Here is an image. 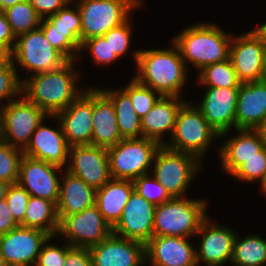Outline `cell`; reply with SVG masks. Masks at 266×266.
<instances>
[{"instance_id": "cell-1", "label": "cell", "mask_w": 266, "mask_h": 266, "mask_svg": "<svg viewBox=\"0 0 266 266\" xmlns=\"http://www.w3.org/2000/svg\"><path fill=\"white\" fill-rule=\"evenodd\" d=\"M170 41V48L130 51L137 71L133 78L161 96L182 97L191 69L182 59L178 46Z\"/></svg>"}, {"instance_id": "cell-2", "label": "cell", "mask_w": 266, "mask_h": 266, "mask_svg": "<svg viewBox=\"0 0 266 266\" xmlns=\"http://www.w3.org/2000/svg\"><path fill=\"white\" fill-rule=\"evenodd\" d=\"M77 62L68 61L57 70L27 77L22 82V94L47 115H56L87 89L78 87L83 71L75 66Z\"/></svg>"}, {"instance_id": "cell-3", "label": "cell", "mask_w": 266, "mask_h": 266, "mask_svg": "<svg viewBox=\"0 0 266 266\" xmlns=\"http://www.w3.org/2000/svg\"><path fill=\"white\" fill-rule=\"evenodd\" d=\"M233 35L216 22H198L184 27L172 41L178 46L186 66L196 71L205 66L229 59Z\"/></svg>"}, {"instance_id": "cell-4", "label": "cell", "mask_w": 266, "mask_h": 266, "mask_svg": "<svg viewBox=\"0 0 266 266\" xmlns=\"http://www.w3.org/2000/svg\"><path fill=\"white\" fill-rule=\"evenodd\" d=\"M208 207L206 197H172L155 207L153 235L196 238L201 223L209 216Z\"/></svg>"}, {"instance_id": "cell-5", "label": "cell", "mask_w": 266, "mask_h": 266, "mask_svg": "<svg viewBox=\"0 0 266 266\" xmlns=\"http://www.w3.org/2000/svg\"><path fill=\"white\" fill-rule=\"evenodd\" d=\"M218 138V132L187 99L178 111L173 134L164 146L172 151L192 154L203 162L208 148Z\"/></svg>"}, {"instance_id": "cell-6", "label": "cell", "mask_w": 266, "mask_h": 266, "mask_svg": "<svg viewBox=\"0 0 266 266\" xmlns=\"http://www.w3.org/2000/svg\"><path fill=\"white\" fill-rule=\"evenodd\" d=\"M81 16V44L92 37L103 36L142 9L144 0H73Z\"/></svg>"}, {"instance_id": "cell-7", "label": "cell", "mask_w": 266, "mask_h": 266, "mask_svg": "<svg viewBox=\"0 0 266 266\" xmlns=\"http://www.w3.org/2000/svg\"><path fill=\"white\" fill-rule=\"evenodd\" d=\"M202 163L192 154L160 146L153 158L151 174L171 197H185L196 176L202 172Z\"/></svg>"}, {"instance_id": "cell-8", "label": "cell", "mask_w": 266, "mask_h": 266, "mask_svg": "<svg viewBox=\"0 0 266 266\" xmlns=\"http://www.w3.org/2000/svg\"><path fill=\"white\" fill-rule=\"evenodd\" d=\"M9 57L16 69L28 72L23 75L22 82L33 74L57 70L68 62L50 44L40 27L18 36Z\"/></svg>"}, {"instance_id": "cell-9", "label": "cell", "mask_w": 266, "mask_h": 266, "mask_svg": "<svg viewBox=\"0 0 266 266\" xmlns=\"http://www.w3.org/2000/svg\"><path fill=\"white\" fill-rule=\"evenodd\" d=\"M160 144L150 138L119 141L107 149L113 179L131 180L151 173L153 158Z\"/></svg>"}, {"instance_id": "cell-10", "label": "cell", "mask_w": 266, "mask_h": 266, "mask_svg": "<svg viewBox=\"0 0 266 266\" xmlns=\"http://www.w3.org/2000/svg\"><path fill=\"white\" fill-rule=\"evenodd\" d=\"M48 115L23 94L0 109V140L24 150L34 130Z\"/></svg>"}, {"instance_id": "cell-11", "label": "cell", "mask_w": 266, "mask_h": 266, "mask_svg": "<svg viewBox=\"0 0 266 266\" xmlns=\"http://www.w3.org/2000/svg\"><path fill=\"white\" fill-rule=\"evenodd\" d=\"M113 233V228L103 218L98 207L86 208L80 213L64 216L59 220L57 237L72 247L90 248Z\"/></svg>"}, {"instance_id": "cell-12", "label": "cell", "mask_w": 266, "mask_h": 266, "mask_svg": "<svg viewBox=\"0 0 266 266\" xmlns=\"http://www.w3.org/2000/svg\"><path fill=\"white\" fill-rule=\"evenodd\" d=\"M213 221L210 215L201 223L196 233L198 249L196 247L197 266L228 265L233 253V245L237 232L227 226Z\"/></svg>"}, {"instance_id": "cell-13", "label": "cell", "mask_w": 266, "mask_h": 266, "mask_svg": "<svg viewBox=\"0 0 266 266\" xmlns=\"http://www.w3.org/2000/svg\"><path fill=\"white\" fill-rule=\"evenodd\" d=\"M63 168L43 160L23 155L19 166L17 183L33 197L53 201L56 205L60 196V179Z\"/></svg>"}, {"instance_id": "cell-14", "label": "cell", "mask_w": 266, "mask_h": 266, "mask_svg": "<svg viewBox=\"0 0 266 266\" xmlns=\"http://www.w3.org/2000/svg\"><path fill=\"white\" fill-rule=\"evenodd\" d=\"M65 170L95 189L112 178L107 148L94 145L71 146Z\"/></svg>"}, {"instance_id": "cell-15", "label": "cell", "mask_w": 266, "mask_h": 266, "mask_svg": "<svg viewBox=\"0 0 266 266\" xmlns=\"http://www.w3.org/2000/svg\"><path fill=\"white\" fill-rule=\"evenodd\" d=\"M49 237L42 230L18 226L0 236L1 255L8 266H35Z\"/></svg>"}, {"instance_id": "cell-16", "label": "cell", "mask_w": 266, "mask_h": 266, "mask_svg": "<svg viewBox=\"0 0 266 266\" xmlns=\"http://www.w3.org/2000/svg\"><path fill=\"white\" fill-rule=\"evenodd\" d=\"M265 50L266 46L253 29L233 34L229 59L241 83L261 81Z\"/></svg>"}, {"instance_id": "cell-17", "label": "cell", "mask_w": 266, "mask_h": 266, "mask_svg": "<svg viewBox=\"0 0 266 266\" xmlns=\"http://www.w3.org/2000/svg\"><path fill=\"white\" fill-rule=\"evenodd\" d=\"M47 118L56 120L57 126L55 128L47 126L44 122ZM69 148L59 119L55 115H48L34 130L29 144L23 150V155L65 169L68 163Z\"/></svg>"}, {"instance_id": "cell-18", "label": "cell", "mask_w": 266, "mask_h": 266, "mask_svg": "<svg viewBox=\"0 0 266 266\" xmlns=\"http://www.w3.org/2000/svg\"><path fill=\"white\" fill-rule=\"evenodd\" d=\"M204 88L203 99L195 105L218 132L220 138H225L232 130H235V112L239 88Z\"/></svg>"}, {"instance_id": "cell-19", "label": "cell", "mask_w": 266, "mask_h": 266, "mask_svg": "<svg viewBox=\"0 0 266 266\" xmlns=\"http://www.w3.org/2000/svg\"><path fill=\"white\" fill-rule=\"evenodd\" d=\"M93 86L55 116L59 119L68 145H92Z\"/></svg>"}, {"instance_id": "cell-20", "label": "cell", "mask_w": 266, "mask_h": 266, "mask_svg": "<svg viewBox=\"0 0 266 266\" xmlns=\"http://www.w3.org/2000/svg\"><path fill=\"white\" fill-rule=\"evenodd\" d=\"M155 207L133 190L113 234L146 244L153 236Z\"/></svg>"}, {"instance_id": "cell-21", "label": "cell", "mask_w": 266, "mask_h": 266, "mask_svg": "<svg viewBox=\"0 0 266 266\" xmlns=\"http://www.w3.org/2000/svg\"><path fill=\"white\" fill-rule=\"evenodd\" d=\"M187 237L153 235L145 244V265L197 266L196 247Z\"/></svg>"}, {"instance_id": "cell-22", "label": "cell", "mask_w": 266, "mask_h": 266, "mask_svg": "<svg viewBox=\"0 0 266 266\" xmlns=\"http://www.w3.org/2000/svg\"><path fill=\"white\" fill-rule=\"evenodd\" d=\"M89 250L93 266H146L145 244L113 233Z\"/></svg>"}, {"instance_id": "cell-23", "label": "cell", "mask_w": 266, "mask_h": 266, "mask_svg": "<svg viewBox=\"0 0 266 266\" xmlns=\"http://www.w3.org/2000/svg\"><path fill=\"white\" fill-rule=\"evenodd\" d=\"M186 101L184 96H161L153 108L141 118L142 137L153 139L164 146V137L169 136L167 141L171 138L178 111Z\"/></svg>"}, {"instance_id": "cell-24", "label": "cell", "mask_w": 266, "mask_h": 266, "mask_svg": "<svg viewBox=\"0 0 266 266\" xmlns=\"http://www.w3.org/2000/svg\"><path fill=\"white\" fill-rule=\"evenodd\" d=\"M236 135L226 137L218 147L224 174L232 175L244 162L264 148L259 134L251 129H235Z\"/></svg>"}, {"instance_id": "cell-25", "label": "cell", "mask_w": 266, "mask_h": 266, "mask_svg": "<svg viewBox=\"0 0 266 266\" xmlns=\"http://www.w3.org/2000/svg\"><path fill=\"white\" fill-rule=\"evenodd\" d=\"M266 118V82L241 83L235 112V129L254 130Z\"/></svg>"}, {"instance_id": "cell-26", "label": "cell", "mask_w": 266, "mask_h": 266, "mask_svg": "<svg viewBox=\"0 0 266 266\" xmlns=\"http://www.w3.org/2000/svg\"><path fill=\"white\" fill-rule=\"evenodd\" d=\"M121 140L113 102L93 86L92 145L108 149Z\"/></svg>"}, {"instance_id": "cell-27", "label": "cell", "mask_w": 266, "mask_h": 266, "mask_svg": "<svg viewBox=\"0 0 266 266\" xmlns=\"http://www.w3.org/2000/svg\"><path fill=\"white\" fill-rule=\"evenodd\" d=\"M96 189L87 185L79 177L63 170L60 181V196L57 215L64 216L80 213L95 204Z\"/></svg>"}, {"instance_id": "cell-28", "label": "cell", "mask_w": 266, "mask_h": 266, "mask_svg": "<svg viewBox=\"0 0 266 266\" xmlns=\"http://www.w3.org/2000/svg\"><path fill=\"white\" fill-rule=\"evenodd\" d=\"M133 190L134 186L131 180L113 178L101 188L96 189L95 205L112 228L120 220Z\"/></svg>"}, {"instance_id": "cell-29", "label": "cell", "mask_w": 266, "mask_h": 266, "mask_svg": "<svg viewBox=\"0 0 266 266\" xmlns=\"http://www.w3.org/2000/svg\"><path fill=\"white\" fill-rule=\"evenodd\" d=\"M99 89L113 102L117 124L123 139L141 138V118L133 108L130 96L119 87Z\"/></svg>"}, {"instance_id": "cell-30", "label": "cell", "mask_w": 266, "mask_h": 266, "mask_svg": "<svg viewBox=\"0 0 266 266\" xmlns=\"http://www.w3.org/2000/svg\"><path fill=\"white\" fill-rule=\"evenodd\" d=\"M19 226L39 229L50 236H56L59 229L57 205L53 201L30 196L24 219Z\"/></svg>"}, {"instance_id": "cell-31", "label": "cell", "mask_w": 266, "mask_h": 266, "mask_svg": "<svg viewBox=\"0 0 266 266\" xmlns=\"http://www.w3.org/2000/svg\"><path fill=\"white\" fill-rule=\"evenodd\" d=\"M237 233L230 264L233 266H266V239L259 234Z\"/></svg>"}, {"instance_id": "cell-32", "label": "cell", "mask_w": 266, "mask_h": 266, "mask_svg": "<svg viewBox=\"0 0 266 266\" xmlns=\"http://www.w3.org/2000/svg\"><path fill=\"white\" fill-rule=\"evenodd\" d=\"M196 79L201 87L240 88L241 84L230 59L205 66Z\"/></svg>"}, {"instance_id": "cell-33", "label": "cell", "mask_w": 266, "mask_h": 266, "mask_svg": "<svg viewBox=\"0 0 266 266\" xmlns=\"http://www.w3.org/2000/svg\"><path fill=\"white\" fill-rule=\"evenodd\" d=\"M17 38L40 27L41 17L29 0L19 2L3 11Z\"/></svg>"}, {"instance_id": "cell-34", "label": "cell", "mask_w": 266, "mask_h": 266, "mask_svg": "<svg viewBox=\"0 0 266 266\" xmlns=\"http://www.w3.org/2000/svg\"><path fill=\"white\" fill-rule=\"evenodd\" d=\"M40 28L50 44L68 61L78 60L82 44L72 32L52 30V23L47 18L41 19Z\"/></svg>"}, {"instance_id": "cell-35", "label": "cell", "mask_w": 266, "mask_h": 266, "mask_svg": "<svg viewBox=\"0 0 266 266\" xmlns=\"http://www.w3.org/2000/svg\"><path fill=\"white\" fill-rule=\"evenodd\" d=\"M8 56L0 63V109L22 94V77Z\"/></svg>"}, {"instance_id": "cell-36", "label": "cell", "mask_w": 266, "mask_h": 266, "mask_svg": "<svg viewBox=\"0 0 266 266\" xmlns=\"http://www.w3.org/2000/svg\"><path fill=\"white\" fill-rule=\"evenodd\" d=\"M131 78L128 84L121 88L130 96L135 112L142 118L153 108L161 95Z\"/></svg>"}, {"instance_id": "cell-37", "label": "cell", "mask_w": 266, "mask_h": 266, "mask_svg": "<svg viewBox=\"0 0 266 266\" xmlns=\"http://www.w3.org/2000/svg\"><path fill=\"white\" fill-rule=\"evenodd\" d=\"M52 30L72 32L79 40L81 34V16L77 4L71 0L57 13L49 15Z\"/></svg>"}, {"instance_id": "cell-38", "label": "cell", "mask_w": 266, "mask_h": 266, "mask_svg": "<svg viewBox=\"0 0 266 266\" xmlns=\"http://www.w3.org/2000/svg\"><path fill=\"white\" fill-rule=\"evenodd\" d=\"M86 50L89 52H86ZM83 52L88 53L95 66H108L114 64L120 58L112 53L109 41L104 36H96L85 40L79 50L78 60H82Z\"/></svg>"}, {"instance_id": "cell-39", "label": "cell", "mask_w": 266, "mask_h": 266, "mask_svg": "<svg viewBox=\"0 0 266 266\" xmlns=\"http://www.w3.org/2000/svg\"><path fill=\"white\" fill-rule=\"evenodd\" d=\"M23 150L0 140V180L15 184L19 177V166Z\"/></svg>"}, {"instance_id": "cell-40", "label": "cell", "mask_w": 266, "mask_h": 266, "mask_svg": "<svg viewBox=\"0 0 266 266\" xmlns=\"http://www.w3.org/2000/svg\"><path fill=\"white\" fill-rule=\"evenodd\" d=\"M132 182L134 191L155 206L172 198L164 186L160 184L151 173L135 178Z\"/></svg>"}, {"instance_id": "cell-41", "label": "cell", "mask_w": 266, "mask_h": 266, "mask_svg": "<svg viewBox=\"0 0 266 266\" xmlns=\"http://www.w3.org/2000/svg\"><path fill=\"white\" fill-rule=\"evenodd\" d=\"M131 15L124 23L121 25L110 29L103 36L107 41H109L112 53H115L119 58L130 54L132 42V30H133V17ZM132 21V23H131ZM129 52V53H128Z\"/></svg>"}, {"instance_id": "cell-42", "label": "cell", "mask_w": 266, "mask_h": 266, "mask_svg": "<svg viewBox=\"0 0 266 266\" xmlns=\"http://www.w3.org/2000/svg\"><path fill=\"white\" fill-rule=\"evenodd\" d=\"M266 170V147L251 157L231 175L240 182L248 184L261 182Z\"/></svg>"}, {"instance_id": "cell-43", "label": "cell", "mask_w": 266, "mask_h": 266, "mask_svg": "<svg viewBox=\"0 0 266 266\" xmlns=\"http://www.w3.org/2000/svg\"><path fill=\"white\" fill-rule=\"evenodd\" d=\"M57 236H51L43 244L35 266H64L67 254V242L53 244ZM51 243V244H50Z\"/></svg>"}, {"instance_id": "cell-44", "label": "cell", "mask_w": 266, "mask_h": 266, "mask_svg": "<svg viewBox=\"0 0 266 266\" xmlns=\"http://www.w3.org/2000/svg\"><path fill=\"white\" fill-rule=\"evenodd\" d=\"M30 194L18 183L11 184L5 200L11 210L13 218L20 224L26 212Z\"/></svg>"}, {"instance_id": "cell-45", "label": "cell", "mask_w": 266, "mask_h": 266, "mask_svg": "<svg viewBox=\"0 0 266 266\" xmlns=\"http://www.w3.org/2000/svg\"><path fill=\"white\" fill-rule=\"evenodd\" d=\"M64 266H93L89 248L72 247L67 243Z\"/></svg>"}, {"instance_id": "cell-46", "label": "cell", "mask_w": 266, "mask_h": 266, "mask_svg": "<svg viewBox=\"0 0 266 266\" xmlns=\"http://www.w3.org/2000/svg\"><path fill=\"white\" fill-rule=\"evenodd\" d=\"M16 43V37L3 12H0V49L8 56L12 53Z\"/></svg>"}, {"instance_id": "cell-47", "label": "cell", "mask_w": 266, "mask_h": 266, "mask_svg": "<svg viewBox=\"0 0 266 266\" xmlns=\"http://www.w3.org/2000/svg\"><path fill=\"white\" fill-rule=\"evenodd\" d=\"M41 18L57 13L71 0H29Z\"/></svg>"}, {"instance_id": "cell-48", "label": "cell", "mask_w": 266, "mask_h": 266, "mask_svg": "<svg viewBox=\"0 0 266 266\" xmlns=\"http://www.w3.org/2000/svg\"><path fill=\"white\" fill-rule=\"evenodd\" d=\"M19 226V223L13 218L7 201H0V236L6 234Z\"/></svg>"}, {"instance_id": "cell-49", "label": "cell", "mask_w": 266, "mask_h": 266, "mask_svg": "<svg viewBox=\"0 0 266 266\" xmlns=\"http://www.w3.org/2000/svg\"><path fill=\"white\" fill-rule=\"evenodd\" d=\"M254 130L259 134L264 147H266V118Z\"/></svg>"}, {"instance_id": "cell-50", "label": "cell", "mask_w": 266, "mask_h": 266, "mask_svg": "<svg viewBox=\"0 0 266 266\" xmlns=\"http://www.w3.org/2000/svg\"><path fill=\"white\" fill-rule=\"evenodd\" d=\"M257 27L253 29V31L260 37L263 44L266 46V22L262 24H257Z\"/></svg>"}, {"instance_id": "cell-51", "label": "cell", "mask_w": 266, "mask_h": 266, "mask_svg": "<svg viewBox=\"0 0 266 266\" xmlns=\"http://www.w3.org/2000/svg\"><path fill=\"white\" fill-rule=\"evenodd\" d=\"M26 1V0H0V11L3 12L9 7L14 6L15 4Z\"/></svg>"}, {"instance_id": "cell-52", "label": "cell", "mask_w": 266, "mask_h": 266, "mask_svg": "<svg viewBox=\"0 0 266 266\" xmlns=\"http://www.w3.org/2000/svg\"><path fill=\"white\" fill-rule=\"evenodd\" d=\"M10 185V183L0 180V201L5 200Z\"/></svg>"}, {"instance_id": "cell-53", "label": "cell", "mask_w": 266, "mask_h": 266, "mask_svg": "<svg viewBox=\"0 0 266 266\" xmlns=\"http://www.w3.org/2000/svg\"><path fill=\"white\" fill-rule=\"evenodd\" d=\"M258 185H259L258 189L262 192L263 196L264 195L266 196V170L261 182Z\"/></svg>"}, {"instance_id": "cell-54", "label": "cell", "mask_w": 266, "mask_h": 266, "mask_svg": "<svg viewBox=\"0 0 266 266\" xmlns=\"http://www.w3.org/2000/svg\"><path fill=\"white\" fill-rule=\"evenodd\" d=\"M261 80L266 82V50L264 52L263 67H262V76Z\"/></svg>"}, {"instance_id": "cell-55", "label": "cell", "mask_w": 266, "mask_h": 266, "mask_svg": "<svg viewBox=\"0 0 266 266\" xmlns=\"http://www.w3.org/2000/svg\"><path fill=\"white\" fill-rule=\"evenodd\" d=\"M7 57L8 55L0 49V63H2Z\"/></svg>"}, {"instance_id": "cell-56", "label": "cell", "mask_w": 266, "mask_h": 266, "mask_svg": "<svg viewBox=\"0 0 266 266\" xmlns=\"http://www.w3.org/2000/svg\"><path fill=\"white\" fill-rule=\"evenodd\" d=\"M0 266H8L5 259L1 255V252H0Z\"/></svg>"}]
</instances>
